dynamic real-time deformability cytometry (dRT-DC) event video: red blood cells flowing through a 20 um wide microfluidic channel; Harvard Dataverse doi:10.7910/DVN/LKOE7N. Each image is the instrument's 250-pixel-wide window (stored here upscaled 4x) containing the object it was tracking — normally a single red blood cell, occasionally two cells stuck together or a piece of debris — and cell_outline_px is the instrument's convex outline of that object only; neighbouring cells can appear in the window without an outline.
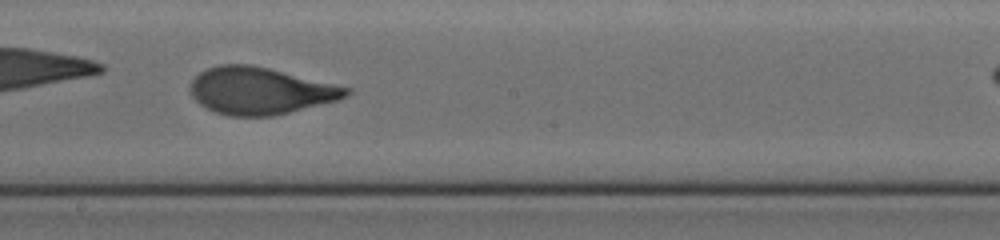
{"species": "human", "species_latin": "Homo sapiens", "temperature_condition": "cold", "stored_images_in_passage": 40, "camera_frame_rate_fps": 3000, "um_per_image_px": 0.085, "donor": {"sex": "female"}, "frame": {"image": 1, "passage_image": 23, "time_ms": 7.333, "image_size_px": [1000, 240], "cell_outline_px": [[352, 92], [348, 96], [336, 100], [272, 116], [228, 116], [216, 112], [200, 104], [192, 96], [192, 80], [200, 72], [208, 68], [220, 64], [248, 64], [268, 68], [352, 88]], "centroid_in_image_um": [22.12, 7.71], "position_along_channel_um": 226.1, "area_um2": 42.19}}